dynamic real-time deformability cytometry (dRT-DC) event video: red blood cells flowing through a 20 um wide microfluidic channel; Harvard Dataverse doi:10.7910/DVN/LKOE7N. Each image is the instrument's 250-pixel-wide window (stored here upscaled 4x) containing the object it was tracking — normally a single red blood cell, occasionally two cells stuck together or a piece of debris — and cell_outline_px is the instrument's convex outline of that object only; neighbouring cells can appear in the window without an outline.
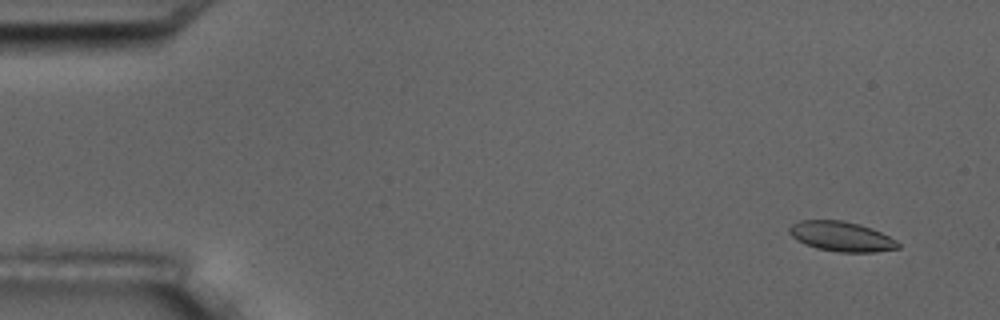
{"species": "common noctule bat (a hibernating species)", "species_latin": "Nyctalus noctula", "temperature_condition": "room temperature", "stored_images_in_passage": 6, "camera_frame_rate_fps": 3000, "um_per_image_px": 0.085, "animal": {"sex": "male", "body_mass_g": 17.5, "forearm_length_mm": 52.3}, "frame": {"image": 1, "passage_image": 1, "time_ms": 0.0, "image_size_px": [1000, 320], "cell_outline_px": [[900, 248], [876, 252], [836, 252], [816, 248], [796, 240], [788, 232], [788, 228], [792, 224], [800, 220], [844, 220], [860, 224], [872, 228], [896, 240], [900, 244]], "centroid_in_image_um": [71.51, 20.1], "position_along_channel_um": 13.5, "area_um2": 19.07}}
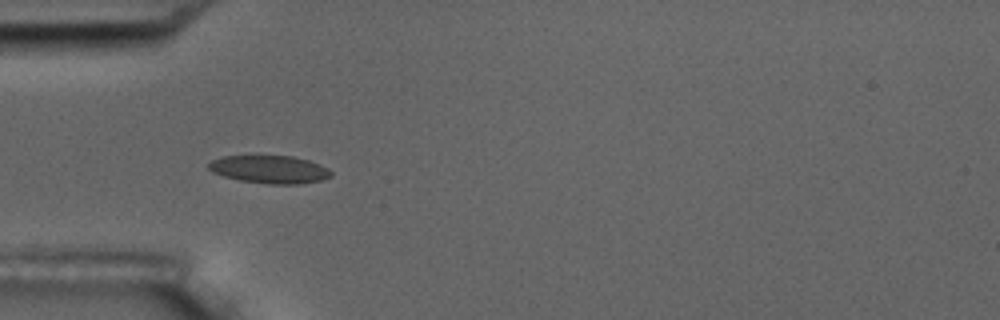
{"frame": {"image": 2, "passage_image": 5, "time_ms": 4.667, "image_size_px": [1000, 320], "cell_outline_px": [[332, 176], [320, 180], [300, 184], [268, 184], [240, 180], [224, 176], [212, 172], [208, 168], [208, 164], [212, 160], [220, 156], [292, 156], [308, 160], [320, 164], [328, 168], [332, 172]], "centroid_in_image_um": [22.92, 14.4], "position_along_channel_um": 62.1, "area_um2": 19.88}}